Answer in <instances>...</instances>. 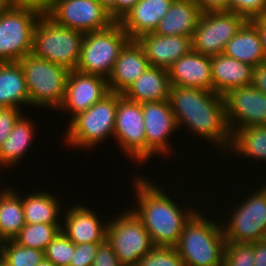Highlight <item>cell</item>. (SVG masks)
<instances>
[{"mask_svg":"<svg viewBox=\"0 0 266 266\" xmlns=\"http://www.w3.org/2000/svg\"><path fill=\"white\" fill-rule=\"evenodd\" d=\"M230 11L251 20L266 16V0H230Z\"/></svg>","mask_w":266,"mask_h":266,"instance_id":"37","label":"cell"},{"mask_svg":"<svg viewBox=\"0 0 266 266\" xmlns=\"http://www.w3.org/2000/svg\"><path fill=\"white\" fill-rule=\"evenodd\" d=\"M149 67L142 47L136 40H130L121 50L108 81L110 92L123 94Z\"/></svg>","mask_w":266,"mask_h":266,"instance_id":"20","label":"cell"},{"mask_svg":"<svg viewBox=\"0 0 266 266\" xmlns=\"http://www.w3.org/2000/svg\"><path fill=\"white\" fill-rule=\"evenodd\" d=\"M252 85L266 95V61L254 67Z\"/></svg>","mask_w":266,"mask_h":266,"instance_id":"43","label":"cell"},{"mask_svg":"<svg viewBox=\"0 0 266 266\" xmlns=\"http://www.w3.org/2000/svg\"><path fill=\"white\" fill-rule=\"evenodd\" d=\"M223 266H254L253 246L226 241Z\"/></svg>","mask_w":266,"mask_h":266,"instance_id":"36","label":"cell"},{"mask_svg":"<svg viewBox=\"0 0 266 266\" xmlns=\"http://www.w3.org/2000/svg\"><path fill=\"white\" fill-rule=\"evenodd\" d=\"M85 33L60 26L40 16L34 31L32 54L70 70H76Z\"/></svg>","mask_w":266,"mask_h":266,"instance_id":"3","label":"cell"},{"mask_svg":"<svg viewBox=\"0 0 266 266\" xmlns=\"http://www.w3.org/2000/svg\"><path fill=\"white\" fill-rule=\"evenodd\" d=\"M6 188L0 191V234L7 241L13 240L26 222L21 196Z\"/></svg>","mask_w":266,"mask_h":266,"instance_id":"29","label":"cell"},{"mask_svg":"<svg viewBox=\"0 0 266 266\" xmlns=\"http://www.w3.org/2000/svg\"><path fill=\"white\" fill-rule=\"evenodd\" d=\"M0 266H9L2 258L0 259Z\"/></svg>","mask_w":266,"mask_h":266,"instance_id":"51","label":"cell"},{"mask_svg":"<svg viewBox=\"0 0 266 266\" xmlns=\"http://www.w3.org/2000/svg\"><path fill=\"white\" fill-rule=\"evenodd\" d=\"M100 243L75 244L70 266H93Z\"/></svg>","mask_w":266,"mask_h":266,"instance_id":"38","label":"cell"},{"mask_svg":"<svg viewBox=\"0 0 266 266\" xmlns=\"http://www.w3.org/2000/svg\"><path fill=\"white\" fill-rule=\"evenodd\" d=\"M119 149L131 160L146 161V138L142 104L126 99L118 93V105L113 133ZM128 154V155H127Z\"/></svg>","mask_w":266,"mask_h":266,"instance_id":"12","label":"cell"},{"mask_svg":"<svg viewBox=\"0 0 266 266\" xmlns=\"http://www.w3.org/2000/svg\"><path fill=\"white\" fill-rule=\"evenodd\" d=\"M256 28L260 35L263 53L266 61V16L257 17L249 20Z\"/></svg>","mask_w":266,"mask_h":266,"instance_id":"45","label":"cell"},{"mask_svg":"<svg viewBox=\"0 0 266 266\" xmlns=\"http://www.w3.org/2000/svg\"><path fill=\"white\" fill-rule=\"evenodd\" d=\"M35 127L33 122L23 115L14 124L11 133L0 146V163L3 166H15L27 153L29 145L34 139Z\"/></svg>","mask_w":266,"mask_h":266,"instance_id":"28","label":"cell"},{"mask_svg":"<svg viewBox=\"0 0 266 266\" xmlns=\"http://www.w3.org/2000/svg\"><path fill=\"white\" fill-rule=\"evenodd\" d=\"M44 258V251L40 249L23 247L14 240L5 241L2 259L9 266H36Z\"/></svg>","mask_w":266,"mask_h":266,"instance_id":"33","label":"cell"},{"mask_svg":"<svg viewBox=\"0 0 266 266\" xmlns=\"http://www.w3.org/2000/svg\"><path fill=\"white\" fill-rule=\"evenodd\" d=\"M146 138V160L154 154L170 152L169 136L177 130V123L169 101L142 103ZM161 153V154H160Z\"/></svg>","mask_w":266,"mask_h":266,"instance_id":"14","label":"cell"},{"mask_svg":"<svg viewBox=\"0 0 266 266\" xmlns=\"http://www.w3.org/2000/svg\"><path fill=\"white\" fill-rule=\"evenodd\" d=\"M93 266H123L107 239L100 243Z\"/></svg>","mask_w":266,"mask_h":266,"instance_id":"41","label":"cell"},{"mask_svg":"<svg viewBox=\"0 0 266 266\" xmlns=\"http://www.w3.org/2000/svg\"><path fill=\"white\" fill-rule=\"evenodd\" d=\"M137 266H185L175 247L154 246Z\"/></svg>","mask_w":266,"mask_h":266,"instance_id":"35","label":"cell"},{"mask_svg":"<svg viewBox=\"0 0 266 266\" xmlns=\"http://www.w3.org/2000/svg\"><path fill=\"white\" fill-rule=\"evenodd\" d=\"M223 99L231 133L247 126L266 125V95L253 85L229 90Z\"/></svg>","mask_w":266,"mask_h":266,"instance_id":"13","label":"cell"},{"mask_svg":"<svg viewBox=\"0 0 266 266\" xmlns=\"http://www.w3.org/2000/svg\"><path fill=\"white\" fill-rule=\"evenodd\" d=\"M139 0H116V22H119Z\"/></svg>","mask_w":266,"mask_h":266,"instance_id":"46","label":"cell"},{"mask_svg":"<svg viewBox=\"0 0 266 266\" xmlns=\"http://www.w3.org/2000/svg\"><path fill=\"white\" fill-rule=\"evenodd\" d=\"M230 150L242 157L266 160V125L247 126L232 132Z\"/></svg>","mask_w":266,"mask_h":266,"instance_id":"31","label":"cell"},{"mask_svg":"<svg viewBox=\"0 0 266 266\" xmlns=\"http://www.w3.org/2000/svg\"><path fill=\"white\" fill-rule=\"evenodd\" d=\"M173 0H139L119 21L131 40L154 32Z\"/></svg>","mask_w":266,"mask_h":266,"instance_id":"22","label":"cell"},{"mask_svg":"<svg viewBox=\"0 0 266 266\" xmlns=\"http://www.w3.org/2000/svg\"><path fill=\"white\" fill-rule=\"evenodd\" d=\"M168 74L171 86L212 91L211 56L192 50L173 63Z\"/></svg>","mask_w":266,"mask_h":266,"instance_id":"18","label":"cell"},{"mask_svg":"<svg viewBox=\"0 0 266 266\" xmlns=\"http://www.w3.org/2000/svg\"><path fill=\"white\" fill-rule=\"evenodd\" d=\"M19 108L2 107L0 108V146L7 136L11 133L14 124L22 116Z\"/></svg>","mask_w":266,"mask_h":266,"instance_id":"40","label":"cell"},{"mask_svg":"<svg viewBox=\"0 0 266 266\" xmlns=\"http://www.w3.org/2000/svg\"><path fill=\"white\" fill-rule=\"evenodd\" d=\"M196 212L175 246L185 266H223L226 240L222 223Z\"/></svg>","mask_w":266,"mask_h":266,"instance_id":"2","label":"cell"},{"mask_svg":"<svg viewBox=\"0 0 266 266\" xmlns=\"http://www.w3.org/2000/svg\"><path fill=\"white\" fill-rule=\"evenodd\" d=\"M23 213L27 224H60V203L49 192L38 191L22 198Z\"/></svg>","mask_w":266,"mask_h":266,"instance_id":"30","label":"cell"},{"mask_svg":"<svg viewBox=\"0 0 266 266\" xmlns=\"http://www.w3.org/2000/svg\"><path fill=\"white\" fill-rule=\"evenodd\" d=\"M40 15L30 10L8 9L0 14V62H18L32 53Z\"/></svg>","mask_w":266,"mask_h":266,"instance_id":"9","label":"cell"},{"mask_svg":"<svg viewBox=\"0 0 266 266\" xmlns=\"http://www.w3.org/2000/svg\"><path fill=\"white\" fill-rule=\"evenodd\" d=\"M168 101L173 112L226 111L223 96L207 89L171 86Z\"/></svg>","mask_w":266,"mask_h":266,"instance_id":"25","label":"cell"},{"mask_svg":"<svg viewBox=\"0 0 266 266\" xmlns=\"http://www.w3.org/2000/svg\"><path fill=\"white\" fill-rule=\"evenodd\" d=\"M223 54L257 67L265 61L260 35L248 20L225 46Z\"/></svg>","mask_w":266,"mask_h":266,"instance_id":"26","label":"cell"},{"mask_svg":"<svg viewBox=\"0 0 266 266\" xmlns=\"http://www.w3.org/2000/svg\"><path fill=\"white\" fill-rule=\"evenodd\" d=\"M109 92L108 81L104 77L70 70L66 81L65 98L58 109L71 112L72 120Z\"/></svg>","mask_w":266,"mask_h":266,"instance_id":"15","label":"cell"},{"mask_svg":"<svg viewBox=\"0 0 266 266\" xmlns=\"http://www.w3.org/2000/svg\"><path fill=\"white\" fill-rule=\"evenodd\" d=\"M118 105V93L109 92L87 111L70 120L67 127L66 144L70 147L88 149L96 147L110 135L113 137Z\"/></svg>","mask_w":266,"mask_h":266,"instance_id":"5","label":"cell"},{"mask_svg":"<svg viewBox=\"0 0 266 266\" xmlns=\"http://www.w3.org/2000/svg\"><path fill=\"white\" fill-rule=\"evenodd\" d=\"M23 69L30 106L56 109L65 98L69 70L32 53L18 61Z\"/></svg>","mask_w":266,"mask_h":266,"instance_id":"4","label":"cell"},{"mask_svg":"<svg viewBox=\"0 0 266 266\" xmlns=\"http://www.w3.org/2000/svg\"><path fill=\"white\" fill-rule=\"evenodd\" d=\"M146 179L135 177L138 206L131 210L143 222L153 246L175 247L185 224L198 209L184 211L158 185Z\"/></svg>","mask_w":266,"mask_h":266,"instance_id":"1","label":"cell"},{"mask_svg":"<svg viewBox=\"0 0 266 266\" xmlns=\"http://www.w3.org/2000/svg\"><path fill=\"white\" fill-rule=\"evenodd\" d=\"M177 128L186 125L196 136L205 138L221 150L230 148L232 133L227 123L226 111L173 112ZM214 142V143H213ZM224 147V148H223Z\"/></svg>","mask_w":266,"mask_h":266,"instance_id":"16","label":"cell"},{"mask_svg":"<svg viewBox=\"0 0 266 266\" xmlns=\"http://www.w3.org/2000/svg\"><path fill=\"white\" fill-rule=\"evenodd\" d=\"M9 9L6 0H0V14L6 12Z\"/></svg>","mask_w":266,"mask_h":266,"instance_id":"48","label":"cell"},{"mask_svg":"<svg viewBox=\"0 0 266 266\" xmlns=\"http://www.w3.org/2000/svg\"><path fill=\"white\" fill-rule=\"evenodd\" d=\"M211 71L212 91L221 96L253 82L254 67L223 53L211 56Z\"/></svg>","mask_w":266,"mask_h":266,"instance_id":"21","label":"cell"},{"mask_svg":"<svg viewBox=\"0 0 266 266\" xmlns=\"http://www.w3.org/2000/svg\"><path fill=\"white\" fill-rule=\"evenodd\" d=\"M36 266H57L55 265L53 262L47 260V259H43L38 265Z\"/></svg>","mask_w":266,"mask_h":266,"instance_id":"49","label":"cell"},{"mask_svg":"<svg viewBox=\"0 0 266 266\" xmlns=\"http://www.w3.org/2000/svg\"><path fill=\"white\" fill-rule=\"evenodd\" d=\"M170 88L168 69L149 66L122 95L141 104L160 102L169 100Z\"/></svg>","mask_w":266,"mask_h":266,"instance_id":"23","label":"cell"},{"mask_svg":"<svg viewBox=\"0 0 266 266\" xmlns=\"http://www.w3.org/2000/svg\"><path fill=\"white\" fill-rule=\"evenodd\" d=\"M99 1L109 11L111 18L116 22V0H99Z\"/></svg>","mask_w":266,"mask_h":266,"instance_id":"47","label":"cell"},{"mask_svg":"<svg viewBox=\"0 0 266 266\" xmlns=\"http://www.w3.org/2000/svg\"><path fill=\"white\" fill-rule=\"evenodd\" d=\"M250 244L254 249V266H266V242L259 240Z\"/></svg>","mask_w":266,"mask_h":266,"instance_id":"44","label":"cell"},{"mask_svg":"<svg viewBox=\"0 0 266 266\" xmlns=\"http://www.w3.org/2000/svg\"><path fill=\"white\" fill-rule=\"evenodd\" d=\"M23 104L30 105V101L20 63L0 62V108H20Z\"/></svg>","mask_w":266,"mask_h":266,"instance_id":"27","label":"cell"},{"mask_svg":"<svg viewBox=\"0 0 266 266\" xmlns=\"http://www.w3.org/2000/svg\"><path fill=\"white\" fill-rule=\"evenodd\" d=\"M136 41L142 47L149 66L168 69L180 57L189 54L192 38L180 35H157L153 32L143 34Z\"/></svg>","mask_w":266,"mask_h":266,"instance_id":"17","label":"cell"},{"mask_svg":"<svg viewBox=\"0 0 266 266\" xmlns=\"http://www.w3.org/2000/svg\"><path fill=\"white\" fill-rule=\"evenodd\" d=\"M201 13L200 8L192 0H173L153 33L165 36H190L192 38Z\"/></svg>","mask_w":266,"mask_h":266,"instance_id":"24","label":"cell"},{"mask_svg":"<svg viewBox=\"0 0 266 266\" xmlns=\"http://www.w3.org/2000/svg\"><path fill=\"white\" fill-rule=\"evenodd\" d=\"M9 9L30 10L40 16L48 15L55 0H6Z\"/></svg>","mask_w":266,"mask_h":266,"instance_id":"39","label":"cell"},{"mask_svg":"<svg viewBox=\"0 0 266 266\" xmlns=\"http://www.w3.org/2000/svg\"><path fill=\"white\" fill-rule=\"evenodd\" d=\"M248 20L232 11L201 13L192 35V49L207 56L222 54L228 41Z\"/></svg>","mask_w":266,"mask_h":266,"instance_id":"8","label":"cell"},{"mask_svg":"<svg viewBox=\"0 0 266 266\" xmlns=\"http://www.w3.org/2000/svg\"><path fill=\"white\" fill-rule=\"evenodd\" d=\"M47 16L83 33L106 29L115 22L99 0H55Z\"/></svg>","mask_w":266,"mask_h":266,"instance_id":"11","label":"cell"},{"mask_svg":"<svg viewBox=\"0 0 266 266\" xmlns=\"http://www.w3.org/2000/svg\"><path fill=\"white\" fill-rule=\"evenodd\" d=\"M130 40L119 22L85 33L76 70L108 79L121 50Z\"/></svg>","mask_w":266,"mask_h":266,"instance_id":"6","label":"cell"},{"mask_svg":"<svg viewBox=\"0 0 266 266\" xmlns=\"http://www.w3.org/2000/svg\"><path fill=\"white\" fill-rule=\"evenodd\" d=\"M256 190H253V195L244 197L242 203L233 210L230 221L223 223L226 241L251 243L263 240L266 230V190L263 187Z\"/></svg>","mask_w":266,"mask_h":266,"instance_id":"10","label":"cell"},{"mask_svg":"<svg viewBox=\"0 0 266 266\" xmlns=\"http://www.w3.org/2000/svg\"><path fill=\"white\" fill-rule=\"evenodd\" d=\"M5 239L0 234V259L3 257V249L5 244Z\"/></svg>","mask_w":266,"mask_h":266,"instance_id":"50","label":"cell"},{"mask_svg":"<svg viewBox=\"0 0 266 266\" xmlns=\"http://www.w3.org/2000/svg\"><path fill=\"white\" fill-rule=\"evenodd\" d=\"M61 227L60 224L26 223L13 240L23 247L45 251L48 244L61 231Z\"/></svg>","mask_w":266,"mask_h":266,"instance_id":"32","label":"cell"},{"mask_svg":"<svg viewBox=\"0 0 266 266\" xmlns=\"http://www.w3.org/2000/svg\"><path fill=\"white\" fill-rule=\"evenodd\" d=\"M75 252V243L62 231L54 237L44 251L45 259L57 266H70L71 257Z\"/></svg>","mask_w":266,"mask_h":266,"instance_id":"34","label":"cell"},{"mask_svg":"<svg viewBox=\"0 0 266 266\" xmlns=\"http://www.w3.org/2000/svg\"><path fill=\"white\" fill-rule=\"evenodd\" d=\"M202 12L205 11H230V0H192Z\"/></svg>","mask_w":266,"mask_h":266,"instance_id":"42","label":"cell"},{"mask_svg":"<svg viewBox=\"0 0 266 266\" xmlns=\"http://www.w3.org/2000/svg\"><path fill=\"white\" fill-rule=\"evenodd\" d=\"M66 214L61 231L75 244L102 243L106 240L108 222H100L101 219L92 209L75 204Z\"/></svg>","mask_w":266,"mask_h":266,"instance_id":"19","label":"cell"},{"mask_svg":"<svg viewBox=\"0 0 266 266\" xmlns=\"http://www.w3.org/2000/svg\"><path fill=\"white\" fill-rule=\"evenodd\" d=\"M113 219L108 221L107 241L123 266H137L154 247L149 233L131 209Z\"/></svg>","mask_w":266,"mask_h":266,"instance_id":"7","label":"cell"}]
</instances>
